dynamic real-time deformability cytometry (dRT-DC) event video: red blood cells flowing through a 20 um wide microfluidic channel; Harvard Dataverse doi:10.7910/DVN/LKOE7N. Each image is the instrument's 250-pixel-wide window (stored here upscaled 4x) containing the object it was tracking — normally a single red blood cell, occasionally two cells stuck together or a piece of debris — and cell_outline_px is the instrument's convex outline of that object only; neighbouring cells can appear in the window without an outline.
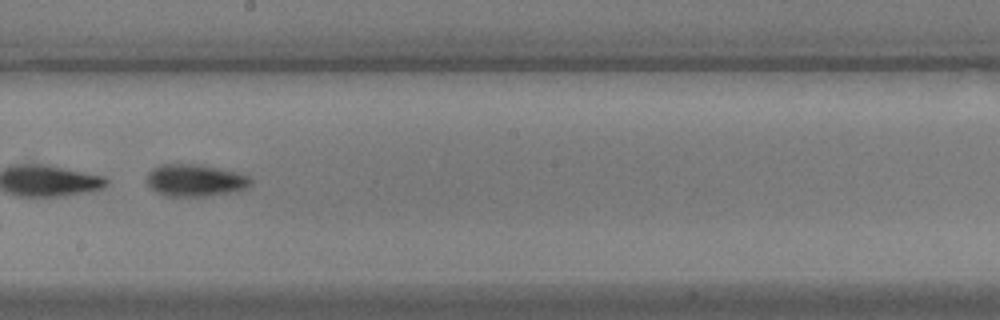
{"species": "common noctule bat (a hibernating species)", "species_latin": "Nyctalus noctula", "temperature_condition": "warm", "stored_images_in_passage": 43, "camera_frame_rate_fps": 3000, "um_per_image_px": 0.085, "animal": {"sex": "male", "body_mass_g": 17.9}, "frame": {"image": 1, "passage_image": 19, "time_ms": 6.0, "image_size_px": [1000, 320], "cell_outline_px": [[252, 184], [248, 188], [236, 192], [204, 196], [168, 196], [156, 192], [148, 184], [148, 172], [152, 168], [160, 164], [200, 164], [236, 172], [252, 176]], "centroid_in_image_um": [16.65, 15.33], "position_along_channel_um": 231.6, "area_um2": 19.65}, "authors_computed_cell_mechanics": {"area_um2": 19.4208, "velocity_mm_per_s": 3.5599, "shape_relaxation_time_tau1_ms": 2.8544, "shape_relaxation_time_tau2_ms": 4.1653, "deformation_change_tau1": 0.1082, "deformation_change_tau2": 0.0975}}